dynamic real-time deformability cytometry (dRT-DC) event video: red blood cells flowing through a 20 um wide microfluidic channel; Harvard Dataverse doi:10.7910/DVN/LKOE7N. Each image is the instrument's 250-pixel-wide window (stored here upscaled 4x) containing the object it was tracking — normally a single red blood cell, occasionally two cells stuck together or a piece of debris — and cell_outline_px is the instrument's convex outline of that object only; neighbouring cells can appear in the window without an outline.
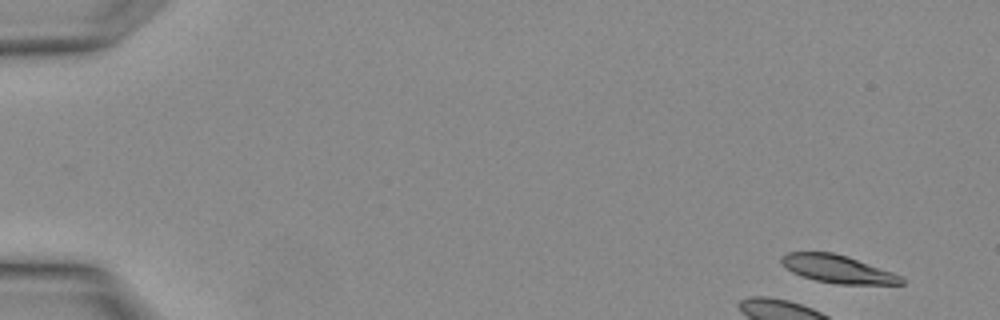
{"species": "Egyptian fruit bat (a non-hibernating species)", "species_latin": "Rousettus aegyptiacus", "temperature_condition": "warm", "stored_images_in_passage": 2, "camera_frame_rate_fps": 3000, "um_per_image_px": 0.085, "animal": {"sex": "female"}, "frame": {"image": 1, "passage_image": 1, "time_ms": 0.0, "image_size_px": [1000, 320], "cell_outline_px": [[904, 284], [836, 284], [816, 280], [792, 272], [784, 268], [780, 260], [780, 256], [788, 252], [832, 252], [848, 256], [892, 272], [900, 276], [904, 280]], "centroid_in_image_um": [71.16, 22.86], "position_along_channel_um": 13.8, "area_um2": 19.42}}